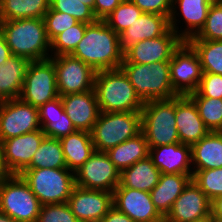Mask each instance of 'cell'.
Listing matches in <instances>:
<instances>
[{
  "label": "cell",
  "instance_id": "6da1fadb",
  "mask_svg": "<svg viewBox=\"0 0 222 222\" xmlns=\"http://www.w3.org/2000/svg\"><path fill=\"white\" fill-rule=\"evenodd\" d=\"M70 55L88 64L96 72L120 68L123 62L118 34L103 20H97L86 27L82 40Z\"/></svg>",
  "mask_w": 222,
  "mask_h": 222
},
{
  "label": "cell",
  "instance_id": "7a4b0ae2",
  "mask_svg": "<svg viewBox=\"0 0 222 222\" xmlns=\"http://www.w3.org/2000/svg\"><path fill=\"white\" fill-rule=\"evenodd\" d=\"M0 28L11 54L24 57L30 62L51 57V41L43 18L0 21Z\"/></svg>",
  "mask_w": 222,
  "mask_h": 222
},
{
  "label": "cell",
  "instance_id": "3957f363",
  "mask_svg": "<svg viewBox=\"0 0 222 222\" xmlns=\"http://www.w3.org/2000/svg\"><path fill=\"white\" fill-rule=\"evenodd\" d=\"M94 90L100 112L141 111L144 102L121 68L98 71Z\"/></svg>",
  "mask_w": 222,
  "mask_h": 222
},
{
  "label": "cell",
  "instance_id": "277c9868",
  "mask_svg": "<svg viewBox=\"0 0 222 222\" xmlns=\"http://www.w3.org/2000/svg\"><path fill=\"white\" fill-rule=\"evenodd\" d=\"M143 102L167 100L178 96L170 80V61L151 64L127 63L120 66Z\"/></svg>",
  "mask_w": 222,
  "mask_h": 222
},
{
  "label": "cell",
  "instance_id": "5b68a950",
  "mask_svg": "<svg viewBox=\"0 0 222 222\" xmlns=\"http://www.w3.org/2000/svg\"><path fill=\"white\" fill-rule=\"evenodd\" d=\"M141 132L149 148L180 143L175 121V97L144 102Z\"/></svg>",
  "mask_w": 222,
  "mask_h": 222
},
{
  "label": "cell",
  "instance_id": "8992f818",
  "mask_svg": "<svg viewBox=\"0 0 222 222\" xmlns=\"http://www.w3.org/2000/svg\"><path fill=\"white\" fill-rule=\"evenodd\" d=\"M90 133L95 151L107 152L141 133V111L101 112Z\"/></svg>",
  "mask_w": 222,
  "mask_h": 222
},
{
  "label": "cell",
  "instance_id": "52a82bcc",
  "mask_svg": "<svg viewBox=\"0 0 222 222\" xmlns=\"http://www.w3.org/2000/svg\"><path fill=\"white\" fill-rule=\"evenodd\" d=\"M20 176L42 205L67 203L75 185V173L67 168L25 169Z\"/></svg>",
  "mask_w": 222,
  "mask_h": 222
},
{
  "label": "cell",
  "instance_id": "ba28073f",
  "mask_svg": "<svg viewBox=\"0 0 222 222\" xmlns=\"http://www.w3.org/2000/svg\"><path fill=\"white\" fill-rule=\"evenodd\" d=\"M42 204L20 175L0 183V210L17 222H36Z\"/></svg>",
  "mask_w": 222,
  "mask_h": 222
},
{
  "label": "cell",
  "instance_id": "9c48e42d",
  "mask_svg": "<svg viewBox=\"0 0 222 222\" xmlns=\"http://www.w3.org/2000/svg\"><path fill=\"white\" fill-rule=\"evenodd\" d=\"M58 96L54 63L50 59L30 62L19 99L39 108Z\"/></svg>",
  "mask_w": 222,
  "mask_h": 222
},
{
  "label": "cell",
  "instance_id": "30bf717a",
  "mask_svg": "<svg viewBox=\"0 0 222 222\" xmlns=\"http://www.w3.org/2000/svg\"><path fill=\"white\" fill-rule=\"evenodd\" d=\"M54 63L59 96L75 94L94 89L96 71L72 55L49 58Z\"/></svg>",
  "mask_w": 222,
  "mask_h": 222
},
{
  "label": "cell",
  "instance_id": "8fae6325",
  "mask_svg": "<svg viewBox=\"0 0 222 222\" xmlns=\"http://www.w3.org/2000/svg\"><path fill=\"white\" fill-rule=\"evenodd\" d=\"M74 173L75 185L84 189L113 192L120 181V171L106 152L101 151H94Z\"/></svg>",
  "mask_w": 222,
  "mask_h": 222
},
{
  "label": "cell",
  "instance_id": "7c38bea8",
  "mask_svg": "<svg viewBox=\"0 0 222 222\" xmlns=\"http://www.w3.org/2000/svg\"><path fill=\"white\" fill-rule=\"evenodd\" d=\"M203 75L200 59L187 42L183 41L170 60V80L179 95H188L197 90Z\"/></svg>",
  "mask_w": 222,
  "mask_h": 222
},
{
  "label": "cell",
  "instance_id": "4fadbf2b",
  "mask_svg": "<svg viewBox=\"0 0 222 222\" xmlns=\"http://www.w3.org/2000/svg\"><path fill=\"white\" fill-rule=\"evenodd\" d=\"M41 129L38 108L18 99L0 101V143Z\"/></svg>",
  "mask_w": 222,
  "mask_h": 222
},
{
  "label": "cell",
  "instance_id": "5bb4252c",
  "mask_svg": "<svg viewBox=\"0 0 222 222\" xmlns=\"http://www.w3.org/2000/svg\"><path fill=\"white\" fill-rule=\"evenodd\" d=\"M67 204L80 222H100L113 207V192L75 186Z\"/></svg>",
  "mask_w": 222,
  "mask_h": 222
},
{
  "label": "cell",
  "instance_id": "9a60e30c",
  "mask_svg": "<svg viewBox=\"0 0 222 222\" xmlns=\"http://www.w3.org/2000/svg\"><path fill=\"white\" fill-rule=\"evenodd\" d=\"M113 206L136 222H164L150 192L117 186L113 191Z\"/></svg>",
  "mask_w": 222,
  "mask_h": 222
},
{
  "label": "cell",
  "instance_id": "2e32d148",
  "mask_svg": "<svg viewBox=\"0 0 222 222\" xmlns=\"http://www.w3.org/2000/svg\"><path fill=\"white\" fill-rule=\"evenodd\" d=\"M45 136L42 129H38L0 143L5 167L11 175H20L29 166Z\"/></svg>",
  "mask_w": 222,
  "mask_h": 222
},
{
  "label": "cell",
  "instance_id": "e0dca14e",
  "mask_svg": "<svg viewBox=\"0 0 222 222\" xmlns=\"http://www.w3.org/2000/svg\"><path fill=\"white\" fill-rule=\"evenodd\" d=\"M182 42L183 40L172 29H169L162 36L136 43L123 55V59L127 63L136 64L170 61L174 51Z\"/></svg>",
  "mask_w": 222,
  "mask_h": 222
},
{
  "label": "cell",
  "instance_id": "ac0fdd59",
  "mask_svg": "<svg viewBox=\"0 0 222 222\" xmlns=\"http://www.w3.org/2000/svg\"><path fill=\"white\" fill-rule=\"evenodd\" d=\"M210 214L211 201L191 180L164 217V222H193Z\"/></svg>",
  "mask_w": 222,
  "mask_h": 222
},
{
  "label": "cell",
  "instance_id": "d6986e66",
  "mask_svg": "<svg viewBox=\"0 0 222 222\" xmlns=\"http://www.w3.org/2000/svg\"><path fill=\"white\" fill-rule=\"evenodd\" d=\"M214 0H173L172 11L169 17L172 29L183 41H188L196 36L204 27L209 8ZM179 11L177 12V5ZM177 12V13H176ZM180 12V13H179ZM183 16L186 28L179 30L177 15ZM177 22V23H176Z\"/></svg>",
  "mask_w": 222,
  "mask_h": 222
},
{
  "label": "cell",
  "instance_id": "ffe728a7",
  "mask_svg": "<svg viewBox=\"0 0 222 222\" xmlns=\"http://www.w3.org/2000/svg\"><path fill=\"white\" fill-rule=\"evenodd\" d=\"M64 112L78 131L91 132L100 108L95 90L61 96Z\"/></svg>",
  "mask_w": 222,
  "mask_h": 222
},
{
  "label": "cell",
  "instance_id": "44dd1931",
  "mask_svg": "<svg viewBox=\"0 0 222 222\" xmlns=\"http://www.w3.org/2000/svg\"><path fill=\"white\" fill-rule=\"evenodd\" d=\"M175 121L180 143L183 144L192 145L210 132L188 95L175 97Z\"/></svg>",
  "mask_w": 222,
  "mask_h": 222
},
{
  "label": "cell",
  "instance_id": "7402d4cb",
  "mask_svg": "<svg viewBox=\"0 0 222 222\" xmlns=\"http://www.w3.org/2000/svg\"><path fill=\"white\" fill-rule=\"evenodd\" d=\"M170 29L169 18L154 13H142L124 32L118 34L119 50L124 55L136 43L157 38Z\"/></svg>",
  "mask_w": 222,
  "mask_h": 222
},
{
  "label": "cell",
  "instance_id": "603a6c76",
  "mask_svg": "<svg viewBox=\"0 0 222 222\" xmlns=\"http://www.w3.org/2000/svg\"><path fill=\"white\" fill-rule=\"evenodd\" d=\"M153 164L164 174H193L191 145L174 143L149 148Z\"/></svg>",
  "mask_w": 222,
  "mask_h": 222
},
{
  "label": "cell",
  "instance_id": "cb8c5ba5",
  "mask_svg": "<svg viewBox=\"0 0 222 222\" xmlns=\"http://www.w3.org/2000/svg\"><path fill=\"white\" fill-rule=\"evenodd\" d=\"M38 115L40 127L47 137L61 139L77 131L64 112L61 96L41 105Z\"/></svg>",
  "mask_w": 222,
  "mask_h": 222
},
{
  "label": "cell",
  "instance_id": "d4e9b609",
  "mask_svg": "<svg viewBox=\"0 0 222 222\" xmlns=\"http://www.w3.org/2000/svg\"><path fill=\"white\" fill-rule=\"evenodd\" d=\"M192 175L161 173L158 184L150 194L155 208L163 217L168 214L175 200L192 180Z\"/></svg>",
  "mask_w": 222,
  "mask_h": 222
},
{
  "label": "cell",
  "instance_id": "484cf974",
  "mask_svg": "<svg viewBox=\"0 0 222 222\" xmlns=\"http://www.w3.org/2000/svg\"><path fill=\"white\" fill-rule=\"evenodd\" d=\"M192 170H208L222 167V131H210L191 145Z\"/></svg>",
  "mask_w": 222,
  "mask_h": 222
},
{
  "label": "cell",
  "instance_id": "4316f807",
  "mask_svg": "<svg viewBox=\"0 0 222 222\" xmlns=\"http://www.w3.org/2000/svg\"><path fill=\"white\" fill-rule=\"evenodd\" d=\"M29 63L12 54L0 65V101L19 98Z\"/></svg>",
  "mask_w": 222,
  "mask_h": 222
},
{
  "label": "cell",
  "instance_id": "83f0119b",
  "mask_svg": "<svg viewBox=\"0 0 222 222\" xmlns=\"http://www.w3.org/2000/svg\"><path fill=\"white\" fill-rule=\"evenodd\" d=\"M161 172L148 156L120 172L118 186L150 192L159 182Z\"/></svg>",
  "mask_w": 222,
  "mask_h": 222
},
{
  "label": "cell",
  "instance_id": "f1b7e54d",
  "mask_svg": "<svg viewBox=\"0 0 222 222\" xmlns=\"http://www.w3.org/2000/svg\"><path fill=\"white\" fill-rule=\"evenodd\" d=\"M59 140L67 169L73 172L81 167L95 151L90 132L77 130Z\"/></svg>",
  "mask_w": 222,
  "mask_h": 222
},
{
  "label": "cell",
  "instance_id": "f546056e",
  "mask_svg": "<svg viewBox=\"0 0 222 222\" xmlns=\"http://www.w3.org/2000/svg\"><path fill=\"white\" fill-rule=\"evenodd\" d=\"M106 154L121 172L149 156L148 142L141 132L137 136L109 149Z\"/></svg>",
  "mask_w": 222,
  "mask_h": 222
},
{
  "label": "cell",
  "instance_id": "4dcf8cb0",
  "mask_svg": "<svg viewBox=\"0 0 222 222\" xmlns=\"http://www.w3.org/2000/svg\"><path fill=\"white\" fill-rule=\"evenodd\" d=\"M50 0H0V21L43 18Z\"/></svg>",
  "mask_w": 222,
  "mask_h": 222
},
{
  "label": "cell",
  "instance_id": "1f68e13d",
  "mask_svg": "<svg viewBox=\"0 0 222 222\" xmlns=\"http://www.w3.org/2000/svg\"><path fill=\"white\" fill-rule=\"evenodd\" d=\"M67 168L59 139L45 136L26 169Z\"/></svg>",
  "mask_w": 222,
  "mask_h": 222
},
{
  "label": "cell",
  "instance_id": "d6a6232c",
  "mask_svg": "<svg viewBox=\"0 0 222 222\" xmlns=\"http://www.w3.org/2000/svg\"><path fill=\"white\" fill-rule=\"evenodd\" d=\"M187 42L196 51L203 73L222 75V40L189 39Z\"/></svg>",
  "mask_w": 222,
  "mask_h": 222
},
{
  "label": "cell",
  "instance_id": "836d02e7",
  "mask_svg": "<svg viewBox=\"0 0 222 222\" xmlns=\"http://www.w3.org/2000/svg\"><path fill=\"white\" fill-rule=\"evenodd\" d=\"M188 96L194 101L206 127L210 131H222V99L202 97L197 91Z\"/></svg>",
  "mask_w": 222,
  "mask_h": 222
},
{
  "label": "cell",
  "instance_id": "e575fe53",
  "mask_svg": "<svg viewBox=\"0 0 222 222\" xmlns=\"http://www.w3.org/2000/svg\"><path fill=\"white\" fill-rule=\"evenodd\" d=\"M142 11L131 1L123 0L103 21L117 34L124 32L141 15Z\"/></svg>",
  "mask_w": 222,
  "mask_h": 222
},
{
  "label": "cell",
  "instance_id": "d590c367",
  "mask_svg": "<svg viewBox=\"0 0 222 222\" xmlns=\"http://www.w3.org/2000/svg\"><path fill=\"white\" fill-rule=\"evenodd\" d=\"M88 25L89 24L83 22H78L76 25L56 36L51 41V57L70 55L75 50L78 43L82 40Z\"/></svg>",
  "mask_w": 222,
  "mask_h": 222
},
{
  "label": "cell",
  "instance_id": "8d00e7d4",
  "mask_svg": "<svg viewBox=\"0 0 222 222\" xmlns=\"http://www.w3.org/2000/svg\"><path fill=\"white\" fill-rule=\"evenodd\" d=\"M192 180L210 201L222 195V167L193 172Z\"/></svg>",
  "mask_w": 222,
  "mask_h": 222
},
{
  "label": "cell",
  "instance_id": "74e56055",
  "mask_svg": "<svg viewBox=\"0 0 222 222\" xmlns=\"http://www.w3.org/2000/svg\"><path fill=\"white\" fill-rule=\"evenodd\" d=\"M190 39L222 40V0H214L211 4L206 22L201 31Z\"/></svg>",
  "mask_w": 222,
  "mask_h": 222
},
{
  "label": "cell",
  "instance_id": "f35d334b",
  "mask_svg": "<svg viewBox=\"0 0 222 222\" xmlns=\"http://www.w3.org/2000/svg\"><path fill=\"white\" fill-rule=\"evenodd\" d=\"M50 7L74 17L78 22L92 24L97 21L93 10L79 0H50Z\"/></svg>",
  "mask_w": 222,
  "mask_h": 222
},
{
  "label": "cell",
  "instance_id": "ab89813d",
  "mask_svg": "<svg viewBox=\"0 0 222 222\" xmlns=\"http://www.w3.org/2000/svg\"><path fill=\"white\" fill-rule=\"evenodd\" d=\"M47 36L52 41L60 33L76 25L78 21L65 13L54 11L51 7L43 17Z\"/></svg>",
  "mask_w": 222,
  "mask_h": 222
},
{
  "label": "cell",
  "instance_id": "60d3db41",
  "mask_svg": "<svg viewBox=\"0 0 222 222\" xmlns=\"http://www.w3.org/2000/svg\"><path fill=\"white\" fill-rule=\"evenodd\" d=\"M36 222H80L67 203L44 204Z\"/></svg>",
  "mask_w": 222,
  "mask_h": 222
},
{
  "label": "cell",
  "instance_id": "b9f144b4",
  "mask_svg": "<svg viewBox=\"0 0 222 222\" xmlns=\"http://www.w3.org/2000/svg\"><path fill=\"white\" fill-rule=\"evenodd\" d=\"M196 91L202 97L222 99V75L203 73Z\"/></svg>",
  "mask_w": 222,
  "mask_h": 222
},
{
  "label": "cell",
  "instance_id": "7bdbcfd3",
  "mask_svg": "<svg viewBox=\"0 0 222 222\" xmlns=\"http://www.w3.org/2000/svg\"><path fill=\"white\" fill-rule=\"evenodd\" d=\"M143 13L170 17L173 0H131Z\"/></svg>",
  "mask_w": 222,
  "mask_h": 222
},
{
  "label": "cell",
  "instance_id": "ee69618b",
  "mask_svg": "<svg viewBox=\"0 0 222 222\" xmlns=\"http://www.w3.org/2000/svg\"><path fill=\"white\" fill-rule=\"evenodd\" d=\"M123 0H95L94 15L97 20H104Z\"/></svg>",
  "mask_w": 222,
  "mask_h": 222
},
{
  "label": "cell",
  "instance_id": "f6af8a7d",
  "mask_svg": "<svg viewBox=\"0 0 222 222\" xmlns=\"http://www.w3.org/2000/svg\"><path fill=\"white\" fill-rule=\"evenodd\" d=\"M100 222H136L114 206L107 212Z\"/></svg>",
  "mask_w": 222,
  "mask_h": 222
},
{
  "label": "cell",
  "instance_id": "bcb514c9",
  "mask_svg": "<svg viewBox=\"0 0 222 222\" xmlns=\"http://www.w3.org/2000/svg\"><path fill=\"white\" fill-rule=\"evenodd\" d=\"M11 51L8 45L6 44L5 37L0 28V65L5 63L7 59L11 56Z\"/></svg>",
  "mask_w": 222,
  "mask_h": 222
},
{
  "label": "cell",
  "instance_id": "7dc6e473",
  "mask_svg": "<svg viewBox=\"0 0 222 222\" xmlns=\"http://www.w3.org/2000/svg\"><path fill=\"white\" fill-rule=\"evenodd\" d=\"M211 214L222 219V195L211 201Z\"/></svg>",
  "mask_w": 222,
  "mask_h": 222
},
{
  "label": "cell",
  "instance_id": "c3c4849f",
  "mask_svg": "<svg viewBox=\"0 0 222 222\" xmlns=\"http://www.w3.org/2000/svg\"><path fill=\"white\" fill-rule=\"evenodd\" d=\"M11 174L9 173V171L7 170V168L5 167L4 164V160H3V151H2V147L0 144V183L7 179Z\"/></svg>",
  "mask_w": 222,
  "mask_h": 222
},
{
  "label": "cell",
  "instance_id": "681fc988",
  "mask_svg": "<svg viewBox=\"0 0 222 222\" xmlns=\"http://www.w3.org/2000/svg\"><path fill=\"white\" fill-rule=\"evenodd\" d=\"M0 222H17L0 210Z\"/></svg>",
  "mask_w": 222,
  "mask_h": 222
},
{
  "label": "cell",
  "instance_id": "f907efd6",
  "mask_svg": "<svg viewBox=\"0 0 222 222\" xmlns=\"http://www.w3.org/2000/svg\"><path fill=\"white\" fill-rule=\"evenodd\" d=\"M79 1H82V3L86 4L87 6H89L93 10V13H94V3H95V0H79Z\"/></svg>",
  "mask_w": 222,
  "mask_h": 222
},
{
  "label": "cell",
  "instance_id": "816d5d0a",
  "mask_svg": "<svg viewBox=\"0 0 222 222\" xmlns=\"http://www.w3.org/2000/svg\"><path fill=\"white\" fill-rule=\"evenodd\" d=\"M209 222H222V219L215 217L213 214H210Z\"/></svg>",
  "mask_w": 222,
  "mask_h": 222
},
{
  "label": "cell",
  "instance_id": "f5cc1de1",
  "mask_svg": "<svg viewBox=\"0 0 222 222\" xmlns=\"http://www.w3.org/2000/svg\"><path fill=\"white\" fill-rule=\"evenodd\" d=\"M193 222H209V215L204 217V218H201V219H198V220H195Z\"/></svg>",
  "mask_w": 222,
  "mask_h": 222
}]
</instances>
